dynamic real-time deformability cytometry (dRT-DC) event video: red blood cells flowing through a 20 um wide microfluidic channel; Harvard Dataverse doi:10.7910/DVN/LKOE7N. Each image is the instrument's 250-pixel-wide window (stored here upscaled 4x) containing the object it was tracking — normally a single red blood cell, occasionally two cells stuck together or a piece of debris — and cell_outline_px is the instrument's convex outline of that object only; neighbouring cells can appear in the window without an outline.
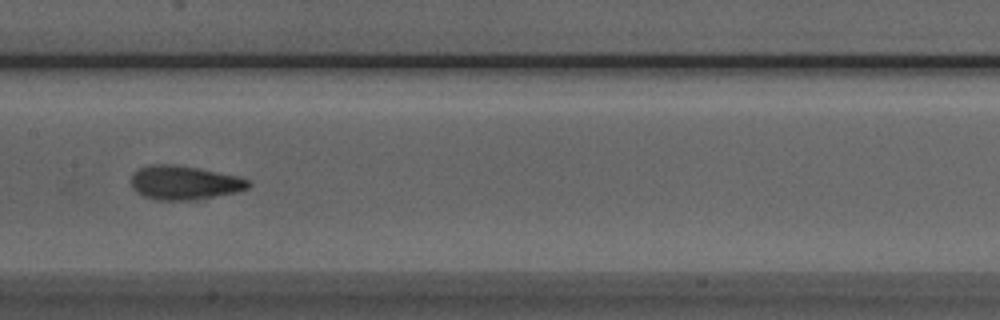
{"species": "Egyptian fruit bat (a non-hibernating species)", "species_latin": "Rousettus aegyptiacus", "temperature_condition": "room temperature", "stored_images_in_passage": 4, "camera_frame_rate_fps": 3000, "um_per_image_px": 0.085, "animal": {"sex": "male"}, "frame": {"image": 1, "passage_image": 4, "time_ms": 3.333, "image_size_px": [1000, 320], "cell_outline_px": [[252, 184], [248, 188], [236, 192], [192, 200], [156, 200], [144, 196], [136, 192], [132, 188], [132, 172], [140, 168], [152, 164], [172, 164], [200, 168], [240, 176], [248, 180]], "centroid_in_image_um": [15.67, 15.52], "position_along_channel_um": 191.7, "area_um2": 23.29}}